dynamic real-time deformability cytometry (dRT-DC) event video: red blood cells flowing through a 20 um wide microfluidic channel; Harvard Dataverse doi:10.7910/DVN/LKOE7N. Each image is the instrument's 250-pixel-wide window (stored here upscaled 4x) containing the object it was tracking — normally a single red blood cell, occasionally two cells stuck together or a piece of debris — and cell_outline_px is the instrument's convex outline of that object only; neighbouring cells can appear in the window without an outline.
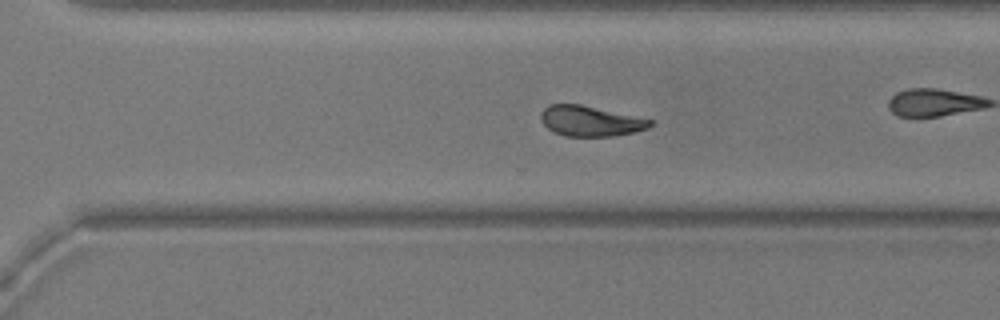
{"species": "common noctule bat (a hibernating species)", "species_latin": "Nyctalus noctula", "temperature_condition": "warm", "stored_images_in_passage": 43, "camera_frame_rate_fps": 3000, "um_per_image_px": 0.085, "animal": {"sex": "male", "body_mass_g": 20.5, "forearm_length_mm": 52.5}, "frame": {"image": 1, "passage_image": 25, "time_ms": 8.0, "image_size_px": [1000, 320], "cell_outline_px": [[652, 124], [648, 128], [632, 132], [612, 136], [564, 136], [548, 128], [540, 120], [540, 112], [548, 104], [580, 104], [652, 120]], "centroid_in_image_um": [50.13, 10.28], "position_along_channel_um": 320.5, "area_um2": 19.07}, "authors_computed_cell_mechanics": {"area_um2": 20.4034, "velocity_mm_per_s": 3.7176, "shape_relaxation_time_tau1_ms": 6.3327, "shape_relaxation_time_tau2_ms": 3.5876, "deformation_change_tau1": 0.1913, "deformation_change_tau2": 0.0915}}